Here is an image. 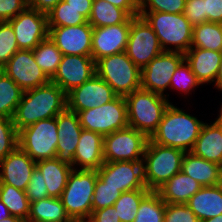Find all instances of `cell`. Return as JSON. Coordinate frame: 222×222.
<instances>
[{
    "mask_svg": "<svg viewBox=\"0 0 222 222\" xmlns=\"http://www.w3.org/2000/svg\"><path fill=\"white\" fill-rule=\"evenodd\" d=\"M67 109V94L51 81L43 86L24 91L13 115L16 130L37 121L56 117Z\"/></svg>",
    "mask_w": 222,
    "mask_h": 222,
    "instance_id": "obj_1",
    "label": "cell"
},
{
    "mask_svg": "<svg viewBox=\"0 0 222 222\" xmlns=\"http://www.w3.org/2000/svg\"><path fill=\"white\" fill-rule=\"evenodd\" d=\"M183 110L170 103L149 140L159 145L190 152L204 122Z\"/></svg>",
    "mask_w": 222,
    "mask_h": 222,
    "instance_id": "obj_2",
    "label": "cell"
},
{
    "mask_svg": "<svg viewBox=\"0 0 222 222\" xmlns=\"http://www.w3.org/2000/svg\"><path fill=\"white\" fill-rule=\"evenodd\" d=\"M128 126L150 138L169 104L167 97L139 88L125 96Z\"/></svg>",
    "mask_w": 222,
    "mask_h": 222,
    "instance_id": "obj_3",
    "label": "cell"
},
{
    "mask_svg": "<svg viewBox=\"0 0 222 222\" xmlns=\"http://www.w3.org/2000/svg\"><path fill=\"white\" fill-rule=\"evenodd\" d=\"M139 15L156 33L163 51L185 54L191 48L193 26L183 13L139 12Z\"/></svg>",
    "mask_w": 222,
    "mask_h": 222,
    "instance_id": "obj_4",
    "label": "cell"
},
{
    "mask_svg": "<svg viewBox=\"0 0 222 222\" xmlns=\"http://www.w3.org/2000/svg\"><path fill=\"white\" fill-rule=\"evenodd\" d=\"M185 153L181 149L159 145L148 140L142 161L146 188L156 191L180 172Z\"/></svg>",
    "mask_w": 222,
    "mask_h": 222,
    "instance_id": "obj_5",
    "label": "cell"
},
{
    "mask_svg": "<svg viewBox=\"0 0 222 222\" xmlns=\"http://www.w3.org/2000/svg\"><path fill=\"white\" fill-rule=\"evenodd\" d=\"M97 170L72 169L66 187L60 196L63 206L74 222L89 219L97 181Z\"/></svg>",
    "mask_w": 222,
    "mask_h": 222,
    "instance_id": "obj_6",
    "label": "cell"
},
{
    "mask_svg": "<svg viewBox=\"0 0 222 222\" xmlns=\"http://www.w3.org/2000/svg\"><path fill=\"white\" fill-rule=\"evenodd\" d=\"M96 74L108 83L118 96L141 88V69L126 52L103 57L96 62Z\"/></svg>",
    "mask_w": 222,
    "mask_h": 222,
    "instance_id": "obj_7",
    "label": "cell"
},
{
    "mask_svg": "<svg viewBox=\"0 0 222 222\" xmlns=\"http://www.w3.org/2000/svg\"><path fill=\"white\" fill-rule=\"evenodd\" d=\"M58 141L56 117L37 121L18 132V146L35 162L56 158Z\"/></svg>",
    "mask_w": 222,
    "mask_h": 222,
    "instance_id": "obj_8",
    "label": "cell"
},
{
    "mask_svg": "<svg viewBox=\"0 0 222 222\" xmlns=\"http://www.w3.org/2000/svg\"><path fill=\"white\" fill-rule=\"evenodd\" d=\"M78 116L84 130L103 136L128 127L127 104L124 96H117L102 106L80 111Z\"/></svg>",
    "mask_w": 222,
    "mask_h": 222,
    "instance_id": "obj_9",
    "label": "cell"
},
{
    "mask_svg": "<svg viewBox=\"0 0 222 222\" xmlns=\"http://www.w3.org/2000/svg\"><path fill=\"white\" fill-rule=\"evenodd\" d=\"M149 138L135 128L126 127L104 136L105 162L143 161Z\"/></svg>",
    "mask_w": 222,
    "mask_h": 222,
    "instance_id": "obj_10",
    "label": "cell"
},
{
    "mask_svg": "<svg viewBox=\"0 0 222 222\" xmlns=\"http://www.w3.org/2000/svg\"><path fill=\"white\" fill-rule=\"evenodd\" d=\"M125 52L140 69L144 68L152 59L163 52L156 33L140 15L131 19V28Z\"/></svg>",
    "mask_w": 222,
    "mask_h": 222,
    "instance_id": "obj_11",
    "label": "cell"
},
{
    "mask_svg": "<svg viewBox=\"0 0 222 222\" xmlns=\"http://www.w3.org/2000/svg\"><path fill=\"white\" fill-rule=\"evenodd\" d=\"M185 60L184 53L163 51L141 69V88L167 97L173 73Z\"/></svg>",
    "mask_w": 222,
    "mask_h": 222,
    "instance_id": "obj_12",
    "label": "cell"
},
{
    "mask_svg": "<svg viewBox=\"0 0 222 222\" xmlns=\"http://www.w3.org/2000/svg\"><path fill=\"white\" fill-rule=\"evenodd\" d=\"M8 22L14 30L19 49L33 50L48 37L47 14L29 6Z\"/></svg>",
    "mask_w": 222,
    "mask_h": 222,
    "instance_id": "obj_13",
    "label": "cell"
},
{
    "mask_svg": "<svg viewBox=\"0 0 222 222\" xmlns=\"http://www.w3.org/2000/svg\"><path fill=\"white\" fill-rule=\"evenodd\" d=\"M97 175L104 183L121 192L147 189L142 161L104 162Z\"/></svg>",
    "mask_w": 222,
    "mask_h": 222,
    "instance_id": "obj_14",
    "label": "cell"
},
{
    "mask_svg": "<svg viewBox=\"0 0 222 222\" xmlns=\"http://www.w3.org/2000/svg\"><path fill=\"white\" fill-rule=\"evenodd\" d=\"M117 96L112 87L95 74L67 93V109L78 114L80 111L102 106Z\"/></svg>",
    "mask_w": 222,
    "mask_h": 222,
    "instance_id": "obj_15",
    "label": "cell"
},
{
    "mask_svg": "<svg viewBox=\"0 0 222 222\" xmlns=\"http://www.w3.org/2000/svg\"><path fill=\"white\" fill-rule=\"evenodd\" d=\"M23 91L46 85L50 79L35 62L33 50L19 49L1 69Z\"/></svg>",
    "mask_w": 222,
    "mask_h": 222,
    "instance_id": "obj_16",
    "label": "cell"
},
{
    "mask_svg": "<svg viewBox=\"0 0 222 222\" xmlns=\"http://www.w3.org/2000/svg\"><path fill=\"white\" fill-rule=\"evenodd\" d=\"M96 74V62L91 56L63 55L50 81L66 94L90 80Z\"/></svg>",
    "mask_w": 222,
    "mask_h": 222,
    "instance_id": "obj_17",
    "label": "cell"
},
{
    "mask_svg": "<svg viewBox=\"0 0 222 222\" xmlns=\"http://www.w3.org/2000/svg\"><path fill=\"white\" fill-rule=\"evenodd\" d=\"M48 29V36L63 55L91 56L93 27L88 22Z\"/></svg>",
    "mask_w": 222,
    "mask_h": 222,
    "instance_id": "obj_18",
    "label": "cell"
},
{
    "mask_svg": "<svg viewBox=\"0 0 222 222\" xmlns=\"http://www.w3.org/2000/svg\"><path fill=\"white\" fill-rule=\"evenodd\" d=\"M131 23L93 27L91 57L99 59L124 52L127 47Z\"/></svg>",
    "mask_w": 222,
    "mask_h": 222,
    "instance_id": "obj_19",
    "label": "cell"
},
{
    "mask_svg": "<svg viewBox=\"0 0 222 222\" xmlns=\"http://www.w3.org/2000/svg\"><path fill=\"white\" fill-rule=\"evenodd\" d=\"M57 155L56 158L74 168V155L77 149L82 127L77 113L68 109L56 116Z\"/></svg>",
    "mask_w": 222,
    "mask_h": 222,
    "instance_id": "obj_20",
    "label": "cell"
},
{
    "mask_svg": "<svg viewBox=\"0 0 222 222\" xmlns=\"http://www.w3.org/2000/svg\"><path fill=\"white\" fill-rule=\"evenodd\" d=\"M36 162L19 146L0 161V184L26 191Z\"/></svg>",
    "mask_w": 222,
    "mask_h": 222,
    "instance_id": "obj_21",
    "label": "cell"
},
{
    "mask_svg": "<svg viewBox=\"0 0 222 222\" xmlns=\"http://www.w3.org/2000/svg\"><path fill=\"white\" fill-rule=\"evenodd\" d=\"M103 143V135L82 129L74 155V169L98 170L105 162Z\"/></svg>",
    "mask_w": 222,
    "mask_h": 222,
    "instance_id": "obj_22",
    "label": "cell"
},
{
    "mask_svg": "<svg viewBox=\"0 0 222 222\" xmlns=\"http://www.w3.org/2000/svg\"><path fill=\"white\" fill-rule=\"evenodd\" d=\"M184 55L201 86L206 83L216 84L222 51L190 48Z\"/></svg>",
    "mask_w": 222,
    "mask_h": 222,
    "instance_id": "obj_23",
    "label": "cell"
},
{
    "mask_svg": "<svg viewBox=\"0 0 222 222\" xmlns=\"http://www.w3.org/2000/svg\"><path fill=\"white\" fill-rule=\"evenodd\" d=\"M196 156L222 166V127L216 122L204 123L190 151Z\"/></svg>",
    "mask_w": 222,
    "mask_h": 222,
    "instance_id": "obj_24",
    "label": "cell"
},
{
    "mask_svg": "<svg viewBox=\"0 0 222 222\" xmlns=\"http://www.w3.org/2000/svg\"><path fill=\"white\" fill-rule=\"evenodd\" d=\"M203 186L182 171L172 176L156 192L166 203L186 204Z\"/></svg>",
    "mask_w": 222,
    "mask_h": 222,
    "instance_id": "obj_25",
    "label": "cell"
},
{
    "mask_svg": "<svg viewBox=\"0 0 222 222\" xmlns=\"http://www.w3.org/2000/svg\"><path fill=\"white\" fill-rule=\"evenodd\" d=\"M187 206L200 221L222 214V190L217 186H203L188 201Z\"/></svg>",
    "mask_w": 222,
    "mask_h": 222,
    "instance_id": "obj_26",
    "label": "cell"
},
{
    "mask_svg": "<svg viewBox=\"0 0 222 222\" xmlns=\"http://www.w3.org/2000/svg\"><path fill=\"white\" fill-rule=\"evenodd\" d=\"M221 166L186 152L182 159L181 171L192 177L202 186H215L218 184Z\"/></svg>",
    "mask_w": 222,
    "mask_h": 222,
    "instance_id": "obj_27",
    "label": "cell"
},
{
    "mask_svg": "<svg viewBox=\"0 0 222 222\" xmlns=\"http://www.w3.org/2000/svg\"><path fill=\"white\" fill-rule=\"evenodd\" d=\"M36 167L44 177L49 197L60 198L73 167L62 163L57 158L37 161Z\"/></svg>",
    "mask_w": 222,
    "mask_h": 222,
    "instance_id": "obj_28",
    "label": "cell"
},
{
    "mask_svg": "<svg viewBox=\"0 0 222 222\" xmlns=\"http://www.w3.org/2000/svg\"><path fill=\"white\" fill-rule=\"evenodd\" d=\"M26 222H74L67 214L60 198H43L30 202V213Z\"/></svg>",
    "mask_w": 222,
    "mask_h": 222,
    "instance_id": "obj_29",
    "label": "cell"
},
{
    "mask_svg": "<svg viewBox=\"0 0 222 222\" xmlns=\"http://www.w3.org/2000/svg\"><path fill=\"white\" fill-rule=\"evenodd\" d=\"M132 17L123 9L104 0H94L88 23L92 27H105L131 23Z\"/></svg>",
    "mask_w": 222,
    "mask_h": 222,
    "instance_id": "obj_30",
    "label": "cell"
},
{
    "mask_svg": "<svg viewBox=\"0 0 222 222\" xmlns=\"http://www.w3.org/2000/svg\"><path fill=\"white\" fill-rule=\"evenodd\" d=\"M191 48L222 51V24L204 22L194 26Z\"/></svg>",
    "mask_w": 222,
    "mask_h": 222,
    "instance_id": "obj_31",
    "label": "cell"
},
{
    "mask_svg": "<svg viewBox=\"0 0 222 222\" xmlns=\"http://www.w3.org/2000/svg\"><path fill=\"white\" fill-rule=\"evenodd\" d=\"M33 55L35 62L49 79L54 76L63 56L49 36L33 49Z\"/></svg>",
    "mask_w": 222,
    "mask_h": 222,
    "instance_id": "obj_32",
    "label": "cell"
},
{
    "mask_svg": "<svg viewBox=\"0 0 222 222\" xmlns=\"http://www.w3.org/2000/svg\"><path fill=\"white\" fill-rule=\"evenodd\" d=\"M24 91L3 71H0V117L13 118Z\"/></svg>",
    "mask_w": 222,
    "mask_h": 222,
    "instance_id": "obj_33",
    "label": "cell"
},
{
    "mask_svg": "<svg viewBox=\"0 0 222 222\" xmlns=\"http://www.w3.org/2000/svg\"><path fill=\"white\" fill-rule=\"evenodd\" d=\"M0 200L6 205L10 215L27 221L30 213V201L26 191L7 184H0Z\"/></svg>",
    "mask_w": 222,
    "mask_h": 222,
    "instance_id": "obj_34",
    "label": "cell"
},
{
    "mask_svg": "<svg viewBox=\"0 0 222 222\" xmlns=\"http://www.w3.org/2000/svg\"><path fill=\"white\" fill-rule=\"evenodd\" d=\"M149 192V189L122 192L113 205L120 222H134L140 202Z\"/></svg>",
    "mask_w": 222,
    "mask_h": 222,
    "instance_id": "obj_35",
    "label": "cell"
},
{
    "mask_svg": "<svg viewBox=\"0 0 222 222\" xmlns=\"http://www.w3.org/2000/svg\"><path fill=\"white\" fill-rule=\"evenodd\" d=\"M46 14L48 27L76 26L88 22L84 15L63 0Z\"/></svg>",
    "mask_w": 222,
    "mask_h": 222,
    "instance_id": "obj_36",
    "label": "cell"
},
{
    "mask_svg": "<svg viewBox=\"0 0 222 222\" xmlns=\"http://www.w3.org/2000/svg\"><path fill=\"white\" fill-rule=\"evenodd\" d=\"M166 202L156 191H150L140 202L134 222H164Z\"/></svg>",
    "mask_w": 222,
    "mask_h": 222,
    "instance_id": "obj_37",
    "label": "cell"
},
{
    "mask_svg": "<svg viewBox=\"0 0 222 222\" xmlns=\"http://www.w3.org/2000/svg\"><path fill=\"white\" fill-rule=\"evenodd\" d=\"M201 83L197 80L192 72L190 65L184 60L172 75L170 82V90H178L181 94L188 95L192 90L200 86Z\"/></svg>",
    "mask_w": 222,
    "mask_h": 222,
    "instance_id": "obj_38",
    "label": "cell"
},
{
    "mask_svg": "<svg viewBox=\"0 0 222 222\" xmlns=\"http://www.w3.org/2000/svg\"><path fill=\"white\" fill-rule=\"evenodd\" d=\"M19 50L16 36L8 21H0V69Z\"/></svg>",
    "mask_w": 222,
    "mask_h": 222,
    "instance_id": "obj_39",
    "label": "cell"
},
{
    "mask_svg": "<svg viewBox=\"0 0 222 222\" xmlns=\"http://www.w3.org/2000/svg\"><path fill=\"white\" fill-rule=\"evenodd\" d=\"M18 147V131L12 118L0 117V161Z\"/></svg>",
    "mask_w": 222,
    "mask_h": 222,
    "instance_id": "obj_40",
    "label": "cell"
},
{
    "mask_svg": "<svg viewBox=\"0 0 222 222\" xmlns=\"http://www.w3.org/2000/svg\"><path fill=\"white\" fill-rule=\"evenodd\" d=\"M121 194L122 192L118 188L107 185L97 177L92 199V212L113 206Z\"/></svg>",
    "mask_w": 222,
    "mask_h": 222,
    "instance_id": "obj_41",
    "label": "cell"
},
{
    "mask_svg": "<svg viewBox=\"0 0 222 222\" xmlns=\"http://www.w3.org/2000/svg\"><path fill=\"white\" fill-rule=\"evenodd\" d=\"M186 0H140L139 12H163L181 14Z\"/></svg>",
    "mask_w": 222,
    "mask_h": 222,
    "instance_id": "obj_42",
    "label": "cell"
},
{
    "mask_svg": "<svg viewBox=\"0 0 222 222\" xmlns=\"http://www.w3.org/2000/svg\"><path fill=\"white\" fill-rule=\"evenodd\" d=\"M164 222H201L187 204L166 203Z\"/></svg>",
    "mask_w": 222,
    "mask_h": 222,
    "instance_id": "obj_43",
    "label": "cell"
},
{
    "mask_svg": "<svg viewBox=\"0 0 222 222\" xmlns=\"http://www.w3.org/2000/svg\"><path fill=\"white\" fill-rule=\"evenodd\" d=\"M26 195L30 202L49 197L44 177L37 167H35L28 183Z\"/></svg>",
    "mask_w": 222,
    "mask_h": 222,
    "instance_id": "obj_44",
    "label": "cell"
},
{
    "mask_svg": "<svg viewBox=\"0 0 222 222\" xmlns=\"http://www.w3.org/2000/svg\"><path fill=\"white\" fill-rule=\"evenodd\" d=\"M183 14L193 27L208 22L204 0H186Z\"/></svg>",
    "mask_w": 222,
    "mask_h": 222,
    "instance_id": "obj_45",
    "label": "cell"
},
{
    "mask_svg": "<svg viewBox=\"0 0 222 222\" xmlns=\"http://www.w3.org/2000/svg\"><path fill=\"white\" fill-rule=\"evenodd\" d=\"M28 6V0H0V21L16 17Z\"/></svg>",
    "mask_w": 222,
    "mask_h": 222,
    "instance_id": "obj_46",
    "label": "cell"
},
{
    "mask_svg": "<svg viewBox=\"0 0 222 222\" xmlns=\"http://www.w3.org/2000/svg\"><path fill=\"white\" fill-rule=\"evenodd\" d=\"M208 22L222 24V0H204Z\"/></svg>",
    "mask_w": 222,
    "mask_h": 222,
    "instance_id": "obj_47",
    "label": "cell"
},
{
    "mask_svg": "<svg viewBox=\"0 0 222 222\" xmlns=\"http://www.w3.org/2000/svg\"><path fill=\"white\" fill-rule=\"evenodd\" d=\"M89 222H120L113 206L95 210L88 219Z\"/></svg>",
    "mask_w": 222,
    "mask_h": 222,
    "instance_id": "obj_48",
    "label": "cell"
},
{
    "mask_svg": "<svg viewBox=\"0 0 222 222\" xmlns=\"http://www.w3.org/2000/svg\"><path fill=\"white\" fill-rule=\"evenodd\" d=\"M125 10L131 17L139 15L140 0H104Z\"/></svg>",
    "mask_w": 222,
    "mask_h": 222,
    "instance_id": "obj_49",
    "label": "cell"
},
{
    "mask_svg": "<svg viewBox=\"0 0 222 222\" xmlns=\"http://www.w3.org/2000/svg\"><path fill=\"white\" fill-rule=\"evenodd\" d=\"M70 7L78 10L82 15H84L87 19H89L91 8L94 0H63Z\"/></svg>",
    "mask_w": 222,
    "mask_h": 222,
    "instance_id": "obj_50",
    "label": "cell"
},
{
    "mask_svg": "<svg viewBox=\"0 0 222 222\" xmlns=\"http://www.w3.org/2000/svg\"><path fill=\"white\" fill-rule=\"evenodd\" d=\"M62 0H28V6L47 13Z\"/></svg>",
    "mask_w": 222,
    "mask_h": 222,
    "instance_id": "obj_51",
    "label": "cell"
},
{
    "mask_svg": "<svg viewBox=\"0 0 222 222\" xmlns=\"http://www.w3.org/2000/svg\"><path fill=\"white\" fill-rule=\"evenodd\" d=\"M213 86H215V88L218 89L219 91H222V56H221L219 71L217 74L216 84Z\"/></svg>",
    "mask_w": 222,
    "mask_h": 222,
    "instance_id": "obj_52",
    "label": "cell"
},
{
    "mask_svg": "<svg viewBox=\"0 0 222 222\" xmlns=\"http://www.w3.org/2000/svg\"><path fill=\"white\" fill-rule=\"evenodd\" d=\"M10 215L6 205L0 200V221L8 218Z\"/></svg>",
    "mask_w": 222,
    "mask_h": 222,
    "instance_id": "obj_53",
    "label": "cell"
},
{
    "mask_svg": "<svg viewBox=\"0 0 222 222\" xmlns=\"http://www.w3.org/2000/svg\"><path fill=\"white\" fill-rule=\"evenodd\" d=\"M0 222H26L23 219L16 217V216H9L6 219L1 220Z\"/></svg>",
    "mask_w": 222,
    "mask_h": 222,
    "instance_id": "obj_54",
    "label": "cell"
},
{
    "mask_svg": "<svg viewBox=\"0 0 222 222\" xmlns=\"http://www.w3.org/2000/svg\"><path fill=\"white\" fill-rule=\"evenodd\" d=\"M201 222H222V214L218 215L216 217H213V218H209V219L203 220Z\"/></svg>",
    "mask_w": 222,
    "mask_h": 222,
    "instance_id": "obj_55",
    "label": "cell"
},
{
    "mask_svg": "<svg viewBox=\"0 0 222 222\" xmlns=\"http://www.w3.org/2000/svg\"><path fill=\"white\" fill-rule=\"evenodd\" d=\"M217 117L218 118H216V120L214 122H216L217 124H222V105L220 107V111H219V114Z\"/></svg>",
    "mask_w": 222,
    "mask_h": 222,
    "instance_id": "obj_56",
    "label": "cell"
},
{
    "mask_svg": "<svg viewBox=\"0 0 222 222\" xmlns=\"http://www.w3.org/2000/svg\"><path fill=\"white\" fill-rule=\"evenodd\" d=\"M217 186L222 190V166L220 168L219 180Z\"/></svg>",
    "mask_w": 222,
    "mask_h": 222,
    "instance_id": "obj_57",
    "label": "cell"
}]
</instances>
